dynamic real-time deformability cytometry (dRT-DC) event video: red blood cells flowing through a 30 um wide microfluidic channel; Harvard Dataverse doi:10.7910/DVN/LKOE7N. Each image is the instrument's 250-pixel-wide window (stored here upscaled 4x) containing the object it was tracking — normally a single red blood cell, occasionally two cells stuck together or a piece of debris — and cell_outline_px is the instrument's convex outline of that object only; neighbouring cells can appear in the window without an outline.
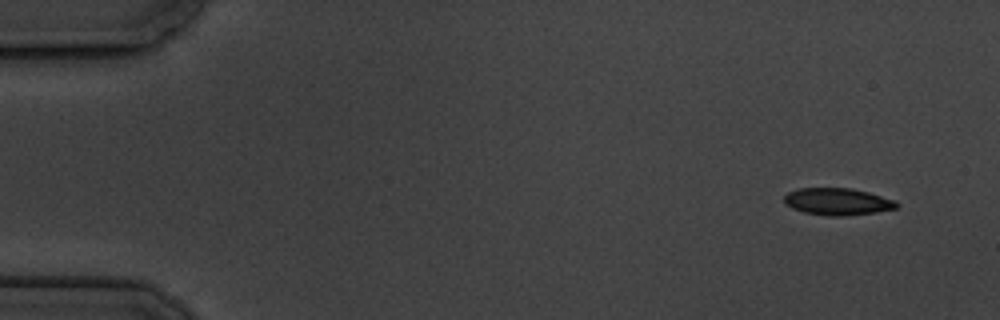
{"species": "common noctule bat (a hibernating species)", "species_latin": "Nyctalus noctula", "temperature_condition": "cold", "stored_images_in_passage": 4, "camera_frame_rate_fps": 3000, "um_per_image_px": 0.085, "animal": {"sex": "male", "body_mass_g": 19.5, "forearm_length_mm": 54.6}, "frame": {"image": 1, "passage_image": 1, "time_ms": 0.0, "image_size_px": [1000, 320], "cell_outline_px": [[900, 204], [896, 208], [876, 212], [840, 216], [828, 216], [804, 212], [792, 208], [784, 204], [784, 196], [788, 192], [796, 188], [852, 188], [868, 192], [896, 200]], "centroid_in_image_um": [71.18, 17.13], "position_along_channel_um": 13.8, "area_um2": 17.8}}
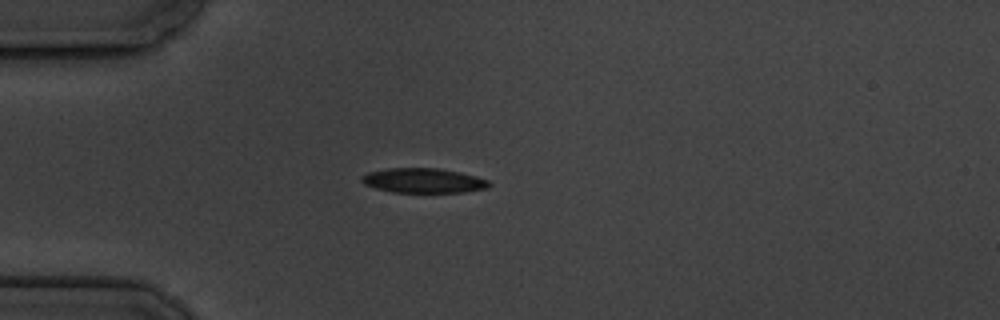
{"frame": {"image": 2, "passage_image": 4, "time_ms": 4.0, "image_size_px": [1000, 320], "cell_outline_px": [[492, 184], [488, 188], [464, 192], [392, 192], [376, 188], [364, 184], [360, 180], [360, 176], [368, 172], [388, 168], [440, 168], [460, 172], [476, 176], [488, 180]], "centroid_in_image_um": [35.99, 15.34], "position_along_channel_um": 49.0, "area_um2": 18.44}}